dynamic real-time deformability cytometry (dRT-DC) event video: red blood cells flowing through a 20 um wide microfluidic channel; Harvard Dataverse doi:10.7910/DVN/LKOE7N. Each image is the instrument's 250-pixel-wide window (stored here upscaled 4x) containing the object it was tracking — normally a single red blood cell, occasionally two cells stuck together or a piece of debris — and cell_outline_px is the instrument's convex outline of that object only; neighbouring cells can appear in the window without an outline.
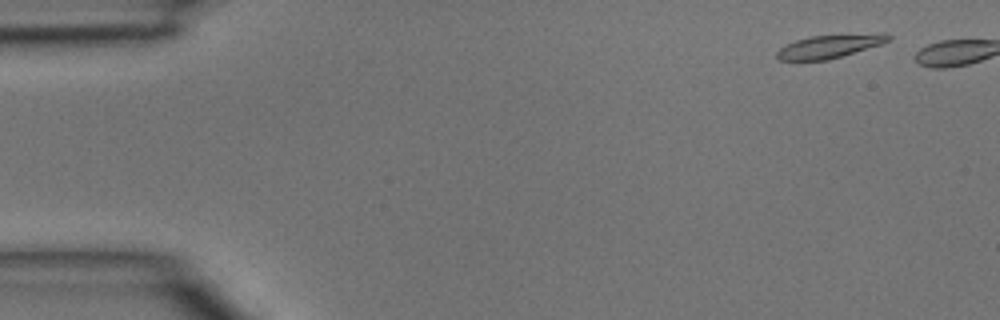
{"species": "common noctule bat (a hibernating species)", "species_latin": "Nyctalus noctula", "temperature_condition": "room temperature", "stored_images_in_passage": 5, "camera_frame_rate_fps": 3000, "um_per_image_px": 0.085, "animal": {"sex": "male", "body_mass_g": 15.6}, "frame": {"image": 1, "passage_image": 3, "time_ms": 0.667, "image_size_px": [1000, 320], "cell_outline_px": [[892, 36], [888, 40], [880, 44], [828, 60], [780, 60], [776, 56], [776, 52], [780, 48], [796, 40], [808, 36], [880, 32], [884, 32]], "centroid_in_image_um": [70.53, 3.91], "position_along_channel_um": 14.5, "area_um2": 15.14}}